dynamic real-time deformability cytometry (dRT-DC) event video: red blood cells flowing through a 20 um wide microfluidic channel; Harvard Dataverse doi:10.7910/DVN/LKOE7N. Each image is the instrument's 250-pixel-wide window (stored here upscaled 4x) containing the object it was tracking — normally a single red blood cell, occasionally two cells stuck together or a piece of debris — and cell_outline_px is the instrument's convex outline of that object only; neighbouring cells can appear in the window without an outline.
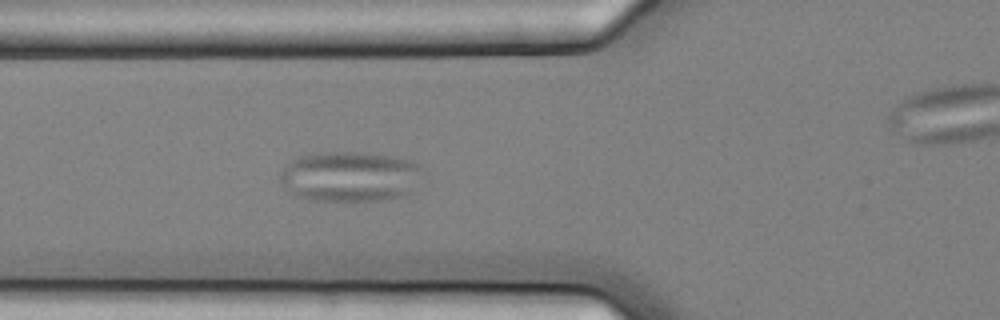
{"species": "common noctule bat (a hibernating species)", "species_latin": "Nyctalus noctula", "temperature_condition": "cold", "stored_images_in_passage": 3, "camera_frame_rate_fps": 3000, "um_per_image_px": 0.085, "animal": {"sex": "female", "body_mass_g": 25.1}, "frame": {"image": 1, "passage_image": 2, "time_ms": 0.333, "image_size_px": [1000, 320], "cell_outline_px": [[420, 168], [408, 192], [400, 196], [380, 200], [308, 200], [292, 196], [280, 180], [280, 176], [284, 168], [292, 160], [300, 156], [320, 152], [352, 152], [392, 156], [408, 160], [416, 164]], "centroid_in_image_um": [29.61, 15.0], "position_along_channel_um": 96.2, "area_um2": 40.75}}